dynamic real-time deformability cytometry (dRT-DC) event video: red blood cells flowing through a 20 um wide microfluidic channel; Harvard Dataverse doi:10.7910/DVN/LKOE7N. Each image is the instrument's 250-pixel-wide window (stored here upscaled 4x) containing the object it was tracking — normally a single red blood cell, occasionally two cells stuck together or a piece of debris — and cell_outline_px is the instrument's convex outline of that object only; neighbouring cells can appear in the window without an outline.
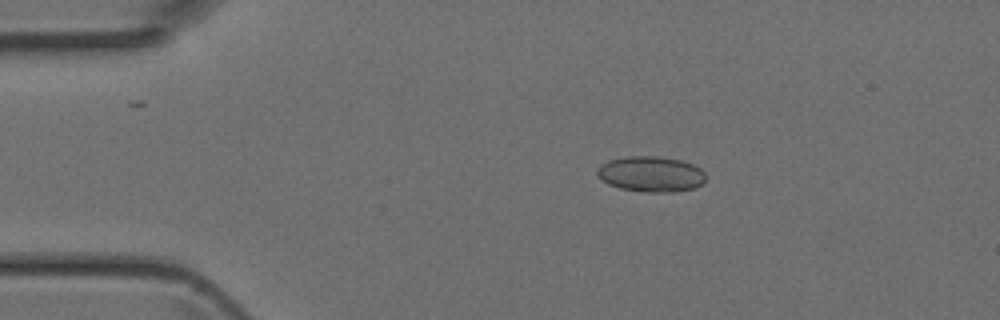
{"species": "Egyptian fruit bat (a non-hibernating species)", "species_latin": "Rousettus aegyptiacus", "temperature_condition": "room temperature", "stored_images_in_passage": 3, "camera_frame_rate_fps": 3000, "um_per_image_px": 0.085, "animal": {"sex": "female"}, "frame": {"image": 1, "passage_image": 2, "time_ms": 0.333, "image_size_px": [1000, 320], "cell_outline_px": [[704, 180], [700, 184], [692, 188], [672, 192], [644, 192], [620, 188], [608, 184], [596, 172], [596, 168], [600, 164], [608, 160], [628, 156], [656, 156], [680, 160], [692, 164], [700, 168], [704, 172]], "centroid_in_image_um": [55.29, 14.79], "position_along_channel_um": 29.7, "area_um2": 22.31}}